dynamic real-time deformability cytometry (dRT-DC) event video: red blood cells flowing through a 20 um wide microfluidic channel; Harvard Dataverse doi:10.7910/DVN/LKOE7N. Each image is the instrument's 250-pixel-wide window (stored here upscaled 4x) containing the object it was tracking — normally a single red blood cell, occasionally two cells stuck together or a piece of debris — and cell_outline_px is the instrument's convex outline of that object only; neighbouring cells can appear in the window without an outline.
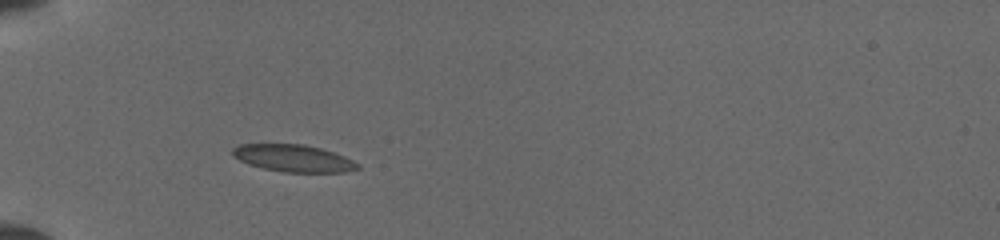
{"species": "common noctule bat (a hibernating species)", "species_latin": "Nyctalus noctula", "temperature_condition": "cold", "stored_images_in_passage": 4, "camera_frame_rate_fps": 3000, "um_per_image_px": 0.085, "animal": {"sex": "female", "body_mass_g": 19.5, "forearm_length_mm": 54.1}, "frame": {"image": 1, "passage_image": 3, "time_ms": 2.667, "image_size_px": [1000, 240], "cell_outline_px": [[360, 168], [344, 172], [284, 172], [264, 168], [248, 164], [232, 156], [232, 148], [240, 144], [304, 144], [320, 148], [344, 156], [360, 164]], "centroid_in_image_um": [24.93, 13.45], "position_along_channel_um": 60.1, "area_um2": 19.71}}